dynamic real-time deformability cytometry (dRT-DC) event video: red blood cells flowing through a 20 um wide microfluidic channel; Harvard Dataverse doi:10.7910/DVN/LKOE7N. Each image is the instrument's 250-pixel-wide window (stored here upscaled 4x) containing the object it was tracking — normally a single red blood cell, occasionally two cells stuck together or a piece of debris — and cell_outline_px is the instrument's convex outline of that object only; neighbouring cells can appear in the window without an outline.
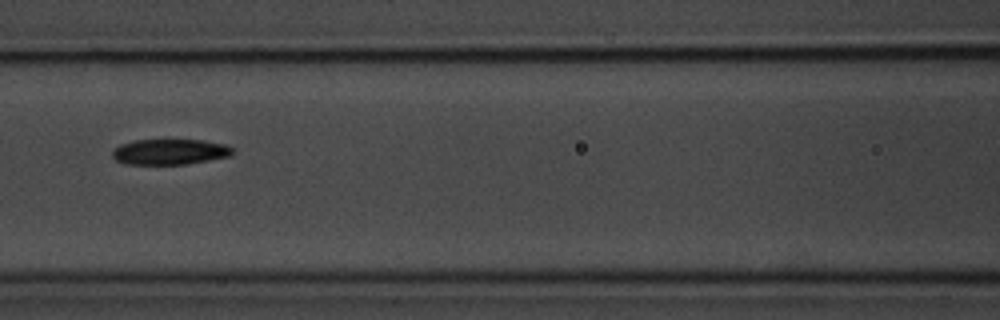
{"species": "common noctule bat (a hibernating species)", "species_latin": "Nyctalus noctula", "temperature_condition": "room temperature", "stored_images_in_passage": 15, "camera_frame_rate_fps": 3000, "um_per_image_px": 0.085, "animal": {"sex": "male", "body_mass_g": 20.1, "forearm_length_mm": 53.5}, "frame": {"image": 1, "passage_image": 7, "time_ms": 7.667, "image_size_px": [1000, 320], "cell_outline_px": [[232, 156], [188, 164], [124, 164], [116, 160], [112, 156], [112, 152], [120, 144], [136, 140], [204, 140], [224, 144], [232, 148]], "centroid_in_image_um": [14.44, 12.91], "position_along_channel_um": 152.2, "area_um2": 17.92}}
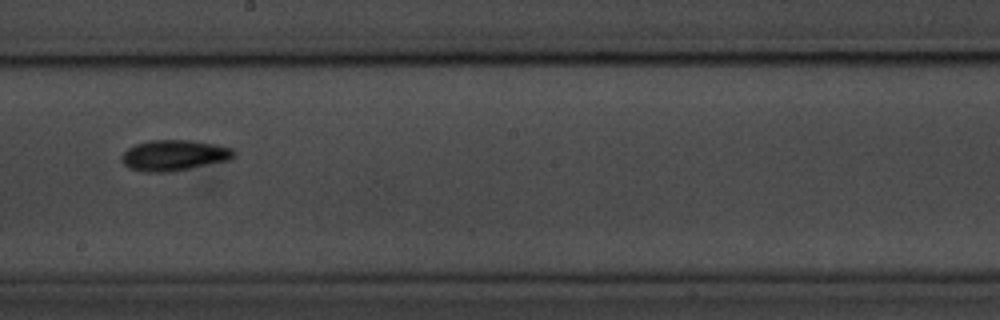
{"frame": {"image": 2, "passage_image": 9, "time_ms": 10.0, "image_size_px": [1000, 320], "cell_outline_px": [[236, 156], [232, 160], [176, 172], [140, 172], [128, 168], [120, 160], [120, 156], [128, 148], [136, 144], [152, 140], [192, 140], [216, 144], [232, 148], [236, 152]], "centroid_in_image_um": [14.83, 13.22], "position_along_channel_um": 233.4, "area_um2": 20.75}, "authors_computed_cell_mechanics": {"area_um2": 19.4786, "velocity_mm_per_s": 3.4887, "shape_relaxation_time_tau1_ms": 2.8432, "shape_relaxation_time_tau2_ms": 4.7858, "deformation_change_tau1": 0.0854, "deformation_change_tau2": 0.0867}}